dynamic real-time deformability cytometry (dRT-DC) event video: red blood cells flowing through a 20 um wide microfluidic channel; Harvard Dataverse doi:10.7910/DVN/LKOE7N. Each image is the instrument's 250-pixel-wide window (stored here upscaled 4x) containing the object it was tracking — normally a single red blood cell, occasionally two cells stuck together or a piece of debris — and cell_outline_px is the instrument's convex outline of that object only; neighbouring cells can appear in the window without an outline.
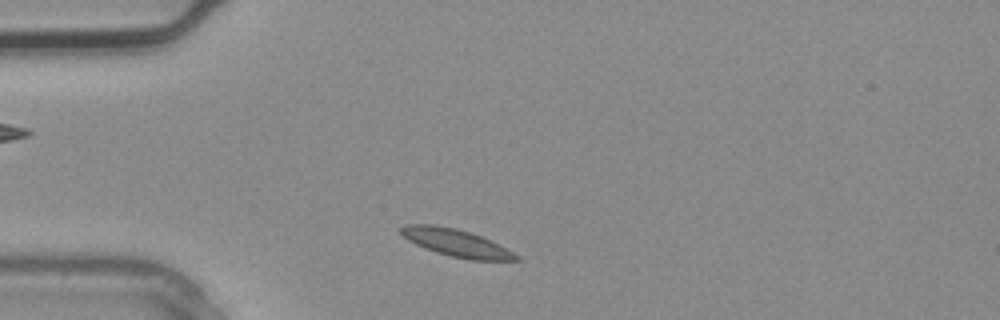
{"species": "common noctule bat (a hibernating species)", "species_latin": "Nyctalus noctula", "temperature_condition": "warm", "stored_images_in_passage": 4, "camera_frame_rate_fps": 3000, "um_per_image_px": 0.085, "animal": {"sex": "male", "body_mass_g": 20.4}, "frame": {"image": 1, "passage_image": 4, "time_ms": 1.0, "image_size_px": [1000, 320], "cell_outline_px": [[520, 260], [472, 260], [452, 256], [436, 252], [424, 248], [408, 240], [400, 232], [400, 228], [404, 224], [432, 224], [456, 228], [480, 236], [520, 256]], "centroid_in_image_um": [38.72, 20.63], "position_along_channel_um": 46.3, "area_um2": 17.98}}